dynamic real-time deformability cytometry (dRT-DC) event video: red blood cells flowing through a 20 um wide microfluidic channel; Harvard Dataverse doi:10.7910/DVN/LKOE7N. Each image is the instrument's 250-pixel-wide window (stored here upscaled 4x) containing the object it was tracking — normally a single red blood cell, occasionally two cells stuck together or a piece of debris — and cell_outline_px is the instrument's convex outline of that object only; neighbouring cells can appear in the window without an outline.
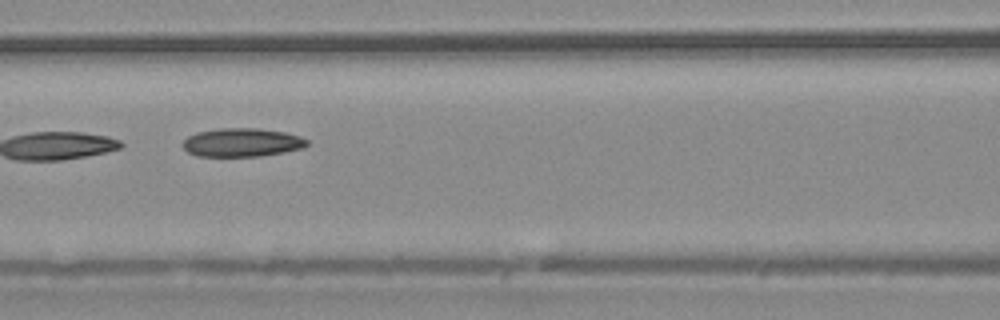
{"species": "common noctule bat (a hibernating species)", "species_latin": "Nyctalus noctula", "temperature_condition": "warm", "stored_images_in_passage": 6, "camera_frame_rate_fps": 3000, "um_per_image_px": 0.085, "animal": {"sex": "male", "body_mass_g": 20.4}, "frame": {"image": 1, "passage_image": 5, "time_ms": 1.333, "image_size_px": [1000, 320], "cell_outline_px": [[308, 144], [304, 148], [284, 152], [260, 156], [196, 156], [188, 152], [180, 144], [188, 136], [196, 132], [220, 128], [256, 128], [284, 132], [300, 136], [308, 140]], "centroid_in_image_um": [20.55, 12.11], "position_along_channel_um": 146.0, "area_um2": 20.75}}
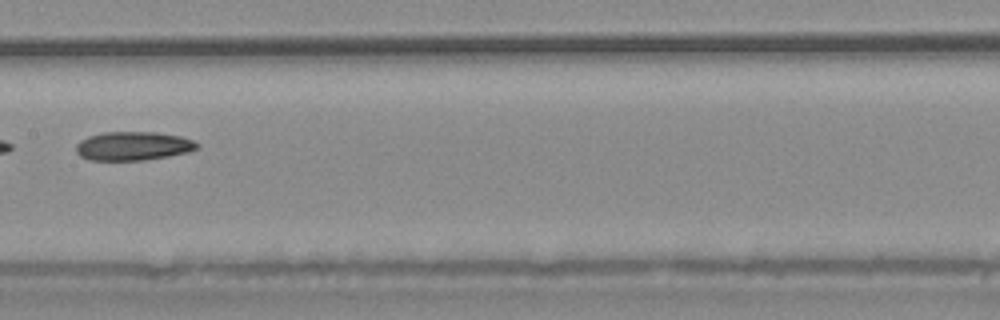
{"frame": {"image": 2, "passage_image": 6, "time_ms": 1.667, "image_size_px": [1000, 320], "cell_outline_px": [[200, 148], [188, 152], [168, 156], [144, 160], [88, 160], [80, 156], [76, 152], [76, 144], [80, 140], [88, 136], [104, 132], [156, 132], [180, 136], [192, 140], [200, 144]], "centroid_in_image_um": [11.32, 12.41], "position_along_channel_um": 196.1, "area_um2": 20.4}}